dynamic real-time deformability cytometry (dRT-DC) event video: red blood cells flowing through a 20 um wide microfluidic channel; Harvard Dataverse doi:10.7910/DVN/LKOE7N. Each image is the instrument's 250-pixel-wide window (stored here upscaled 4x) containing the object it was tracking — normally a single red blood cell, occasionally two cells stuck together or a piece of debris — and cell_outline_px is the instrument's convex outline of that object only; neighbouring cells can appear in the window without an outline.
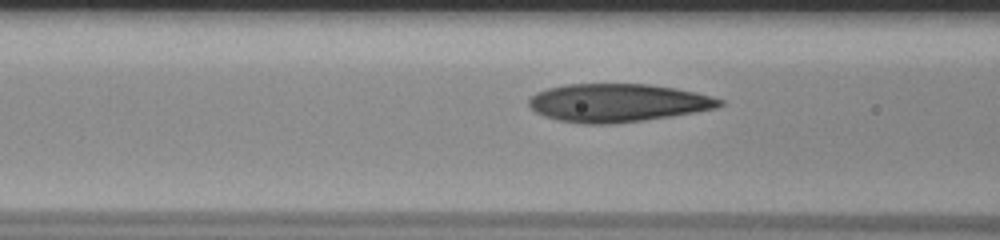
{"species": "human", "species_latin": "Homo sapiens", "temperature_condition": "room temperature", "stored_images_in_passage": 9, "camera_frame_rate_fps": 3000, "um_per_image_px": 0.085, "donor": {"sex": "male"}, "frame": {"image": 1, "passage_image": 7, "time_ms": 2.0, "image_size_px": [1000, 240], "cell_outline_px": [[724, 104], [716, 108], [696, 112], [672, 116], [644, 120], [612, 124], [580, 124], [556, 120], [544, 116], [536, 112], [528, 104], [528, 100], [536, 92], [548, 88], [564, 84], [648, 84], [676, 88], [696, 92], [724, 100]], "centroid_in_image_um": [52.49, 8.74], "position_along_channel_um": 114.1, "area_um2": 42.66}}